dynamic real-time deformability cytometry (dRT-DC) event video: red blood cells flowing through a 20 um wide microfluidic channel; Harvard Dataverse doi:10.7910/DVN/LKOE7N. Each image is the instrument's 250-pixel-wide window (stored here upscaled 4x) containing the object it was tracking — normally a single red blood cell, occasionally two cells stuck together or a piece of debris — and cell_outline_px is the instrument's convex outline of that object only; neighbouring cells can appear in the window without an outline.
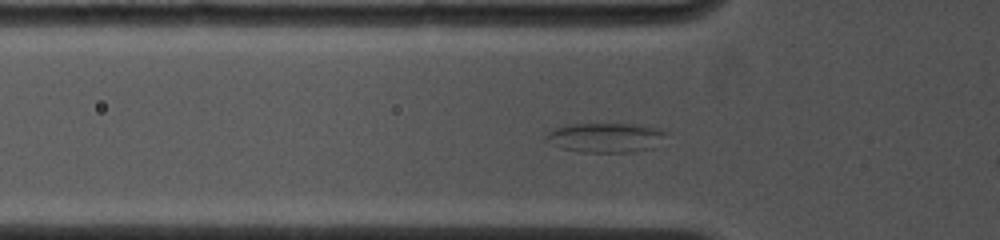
{"species": "common noctule bat (a hibernating species)", "species_latin": "Nyctalus noctula", "temperature_condition": "cold", "stored_images_in_passage": 54, "segment_of_instrument_passage": [1, 2], "camera_frame_rate_fps": 4500, "um_per_image_px": 0.085, "animal": {"sex": "female", "body_mass_g": 19.0, "forearm_length_mm": 53.3}, "frame": {"image": 1, "passage_image": 14, "time_ms": 2.889, "image_size_px": [1000, 240], "cell_outline_px": [[668, 132], [652, 148], [632, 152], [580, 152], [560, 148], [544, 140], [544, 136], [548, 132], [564, 124], [632, 124], [660, 128]], "centroid_in_image_um": [51.42, 11.69], "position_along_channel_um": 74.4, "area_um2": 20.69}}
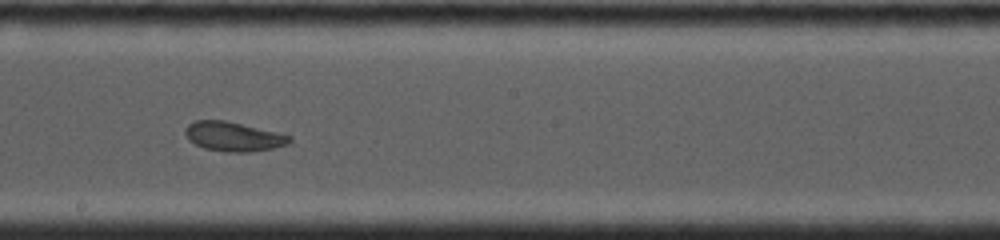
{"frame": {"image": 2, "passage_image": 31, "time_ms": 6.667, "image_size_px": [1000, 240], "cell_outline_px": [[292, 140], [288, 144], [272, 148], [248, 152], [228, 152], [204, 148], [188, 140], [184, 132], [184, 128], [188, 124], [196, 120], [224, 120], [276, 132], [292, 136]], "centroid_in_image_um": [19.81, 11.6], "position_along_channel_um": 228.4, "area_um2": 17.74}}
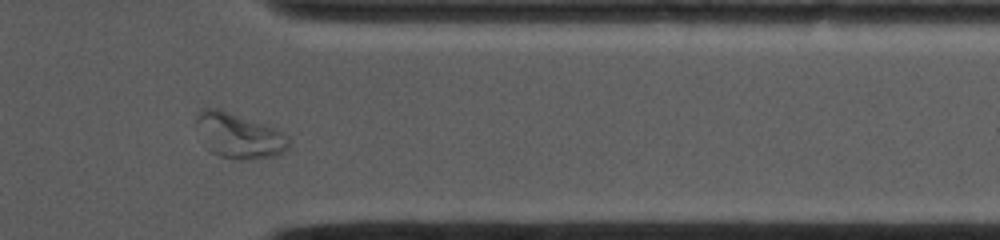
{"frame": {"image": 3, "passage_image": 49, "time_ms": 10.667, "image_size_px": [1000, 240], "cell_outline_px": [[292, 144], [284, 152], [276, 156], [240, 160], [220, 156], [212, 152], [196, 124], [196, 120], [200, 112], [204, 108], [220, 108], [276, 128], [288, 136]], "centroid_in_image_um": [20.4, 11.53], "position_along_channel_um": 391.0, "area_um2": 23.99}}